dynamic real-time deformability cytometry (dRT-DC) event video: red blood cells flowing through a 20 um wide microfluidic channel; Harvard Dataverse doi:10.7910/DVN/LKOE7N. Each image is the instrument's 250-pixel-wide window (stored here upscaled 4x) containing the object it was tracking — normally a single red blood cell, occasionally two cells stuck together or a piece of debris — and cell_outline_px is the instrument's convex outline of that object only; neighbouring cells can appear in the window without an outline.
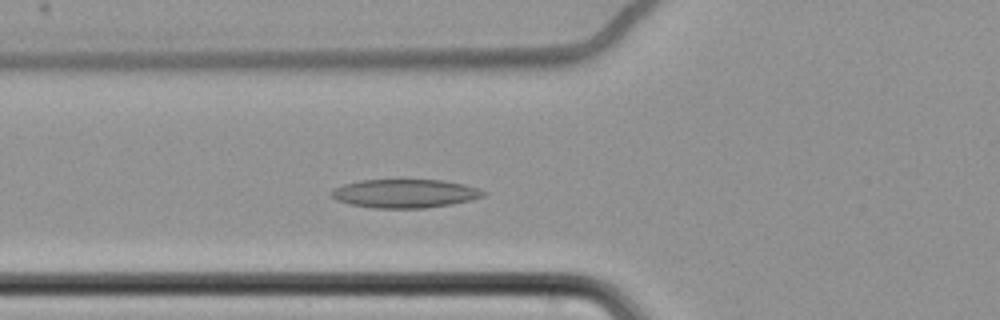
{"species": "common noctule bat (a hibernating species)", "species_latin": "Nyctalus noctula", "temperature_condition": "cold", "stored_images_in_passage": 58, "camera_frame_rate_fps": 3000, "um_per_image_px": 0.085, "animal": {"sex": "female", "body_mass_g": 22.7, "forearm_length_mm": 54.2}, "frame": {"image": 1, "passage_image": 20, "time_ms": 6.333, "image_size_px": [1000, 320], "cell_outline_px": [[488, 192], [484, 196], [452, 204], [424, 208], [376, 208], [348, 204], [336, 200], [328, 192], [332, 188], [344, 184], [360, 180], [440, 180], [464, 184]], "centroid_in_image_um": [34.36, 16.45], "position_along_channel_um": 91.4, "area_um2": 25.32}}
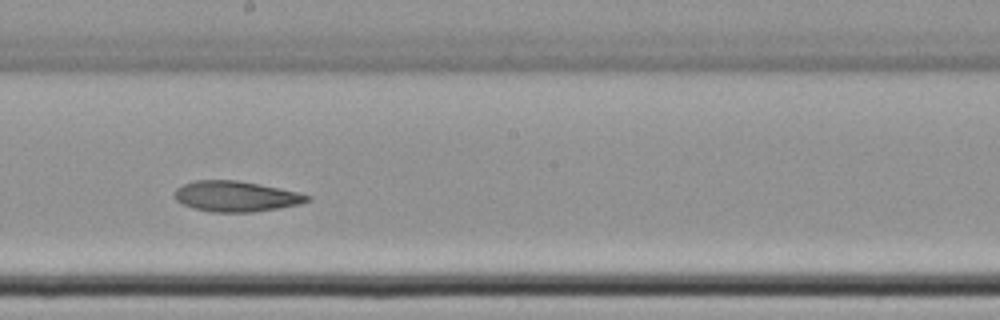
{"frame": {"image": 2, "passage_image": 32, "time_ms": 10.333, "image_size_px": [1000, 320], "cell_outline_px": [[312, 200], [300, 204], [280, 208], [252, 212], [208, 212], [192, 208], [176, 200], [176, 188], [184, 184], [196, 180], [236, 180], [300, 192], [312, 196]], "centroid_in_image_um": [20.1, 16.7], "position_along_channel_um": 228.1, "area_um2": 23.64}}
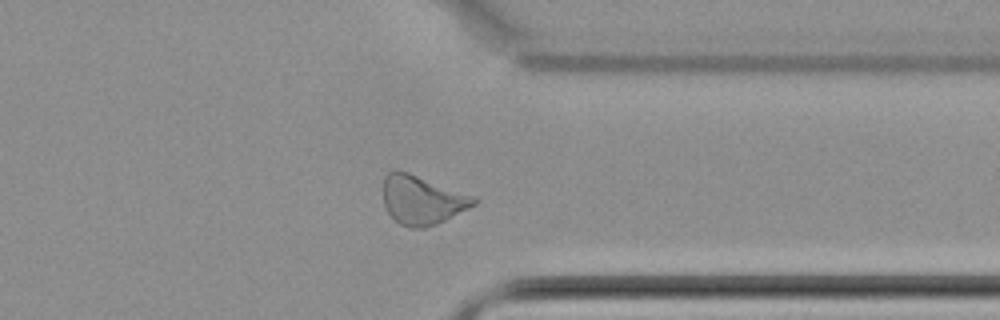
{"frame": {"image": 3, "passage_image": 45, "time_ms": 14.667, "image_size_px": [1000, 320], "cell_outline_px": [[480, 200], [476, 204], [436, 224], [424, 228], [408, 228], [400, 224], [384, 208], [384, 176], [388, 172], [396, 168], [408, 172], [472, 196]], "centroid_in_image_um": [35.83, 16.99], "position_along_channel_um": 375.6, "area_um2": 25.55}, "authors_computed_cell_mechanics": {"area_um2": 26.0967, "velocity_mm_per_s": 3.4278, "shape_relaxation_time_tau1_ms": null, "shape_relaxation_time_tau2_ms": 9.2871, "deformation_change_tau1": null, "deformation_change_tau2": 0.15}}